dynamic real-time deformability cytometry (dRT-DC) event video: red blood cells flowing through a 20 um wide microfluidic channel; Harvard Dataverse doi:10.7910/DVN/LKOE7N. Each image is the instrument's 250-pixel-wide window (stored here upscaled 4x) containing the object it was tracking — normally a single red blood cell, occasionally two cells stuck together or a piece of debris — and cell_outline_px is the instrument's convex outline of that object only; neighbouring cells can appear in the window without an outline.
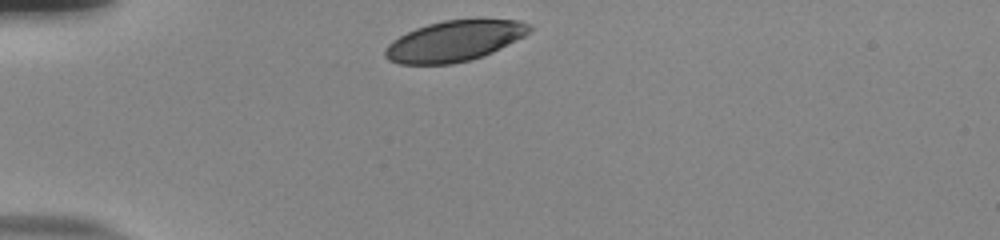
{"species": "human", "species_latin": "Homo sapiens", "temperature_condition": "room temperature", "stored_images_in_passage": 31, "camera_frame_rate_fps": 3000, "um_per_image_px": 0.085, "donor": {"sex": "male"}, "frame": {"image": 1, "passage_image": 1, "time_ms": 0.0, "image_size_px": [1000, 240], "cell_outline_px": [[532, 32], [484, 56], [452, 64], [400, 64], [388, 60], [384, 56], [384, 48], [392, 40], [416, 28], [428, 24], [444, 20], [520, 20], [532, 24]], "centroid_in_image_um": [38.62, 3.49], "position_along_channel_um": 46.4, "area_um2": 34.1}}
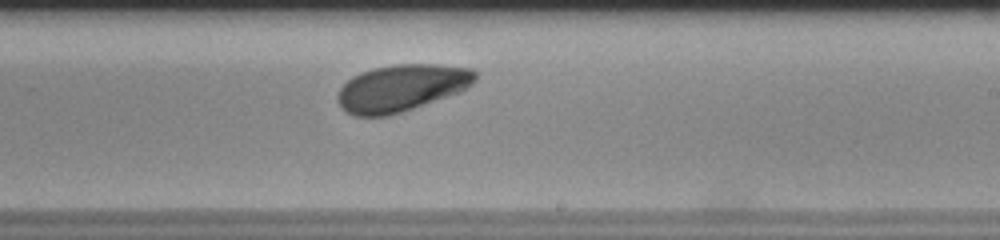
{"frame": {"image": 2, "passage_image": 20, "time_ms": 6.333, "image_size_px": [1000, 240], "cell_outline_px": [[476, 80], [468, 88], [460, 92], [388, 116], [356, 116], [340, 108], [336, 100], [340, 88], [352, 76], [360, 72], [376, 68], [396, 64], [440, 64], [472, 68], [476, 72]], "centroid_in_image_um": [34.13, 7.46], "position_along_channel_um": 254.9, "area_um2": 37.57}}
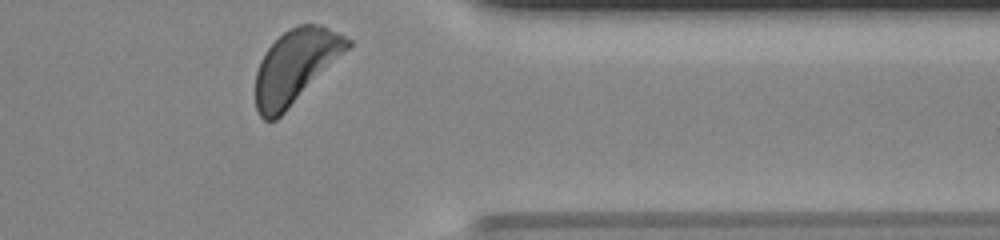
{"frame": {"image": 3, "passage_image": 31, "time_ms": 10.0, "image_size_px": [1000, 240], "cell_outline_px": [[352, 44], [276, 120], [264, 120], [260, 116], [256, 108], [256, 72], [260, 60], [268, 48], [284, 32], [300, 24], [320, 24], [352, 40]], "centroid_in_image_um": [25.08, 5.62], "position_along_channel_um": 386.3, "area_um2": 38.32}, "authors_computed_cell_mechanics": {"area_um2": 37.4544, "velocity_mm_per_s": 3.7871, "shape_relaxation_time_tau1_ms": 1.1628, "shape_relaxation_time_tau2_ms": null, "deformation_change_tau1": 0.0955, "deformation_change_tau2": null}}